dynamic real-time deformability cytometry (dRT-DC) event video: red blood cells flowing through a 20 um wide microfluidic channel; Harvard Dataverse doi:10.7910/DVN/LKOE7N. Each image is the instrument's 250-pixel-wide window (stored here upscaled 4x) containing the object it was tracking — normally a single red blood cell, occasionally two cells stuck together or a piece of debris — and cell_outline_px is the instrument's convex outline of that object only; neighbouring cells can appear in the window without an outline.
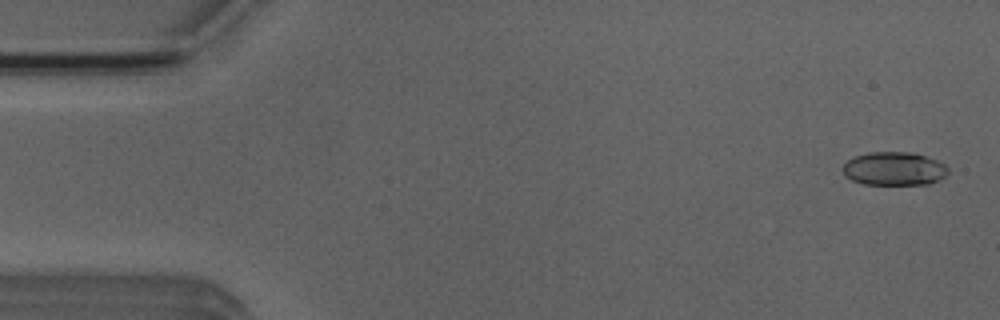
{"species": "Egyptian fruit bat (a non-hibernating species)", "species_latin": "Rousettus aegyptiacus", "temperature_condition": "room temperature", "stored_images_in_passage": 3, "camera_frame_rate_fps": 3000, "um_per_image_px": 0.085, "animal": {"sex": "male"}, "frame": {"image": 1, "passage_image": 1, "time_ms": 0.0, "image_size_px": [1000, 320], "cell_outline_px": [[948, 172], [940, 180], [928, 184], [864, 184], [852, 180], [844, 176], [844, 164], [852, 156], [868, 152], [912, 152], [936, 160], [944, 164], [948, 168]], "centroid_in_image_um": [75.98, 14.33], "position_along_channel_um": 9.0, "area_um2": 20.52}}